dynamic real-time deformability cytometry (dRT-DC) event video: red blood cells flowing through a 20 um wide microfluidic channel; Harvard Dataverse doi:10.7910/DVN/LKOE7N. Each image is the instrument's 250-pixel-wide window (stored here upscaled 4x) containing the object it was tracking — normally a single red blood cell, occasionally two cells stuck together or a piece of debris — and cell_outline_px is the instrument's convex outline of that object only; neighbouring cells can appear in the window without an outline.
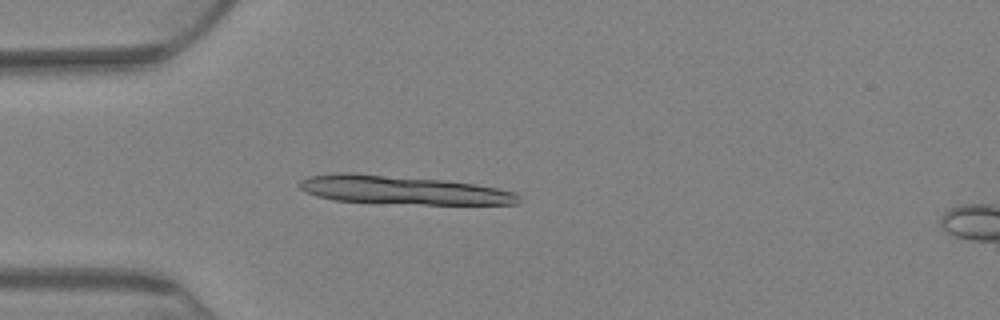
{"species": "Egyptian fruit bat (a non-hibernating species)", "species_latin": "Rousettus aegyptiacus", "temperature_condition": "warm", "stored_images_in_passage": 24, "camera_frame_rate_fps": 3000, "um_per_image_px": 0.085, "animal": {"sex": "female"}, "frame": {"image": 1, "passage_image": 21, "time_ms": 6.667, "image_size_px": [1000, 320], "cell_outline_px": [[520, 200], [516, 204], [424, 204], [332, 200], [316, 196], [304, 192], [300, 188], [300, 180], [308, 176], [336, 172], [352, 172], [444, 180], [476, 184], [496, 188], [512, 192]], "centroid_in_image_um": [34.14, 16.14], "position_along_channel_um": 50.9, "area_um2": 36.3}}